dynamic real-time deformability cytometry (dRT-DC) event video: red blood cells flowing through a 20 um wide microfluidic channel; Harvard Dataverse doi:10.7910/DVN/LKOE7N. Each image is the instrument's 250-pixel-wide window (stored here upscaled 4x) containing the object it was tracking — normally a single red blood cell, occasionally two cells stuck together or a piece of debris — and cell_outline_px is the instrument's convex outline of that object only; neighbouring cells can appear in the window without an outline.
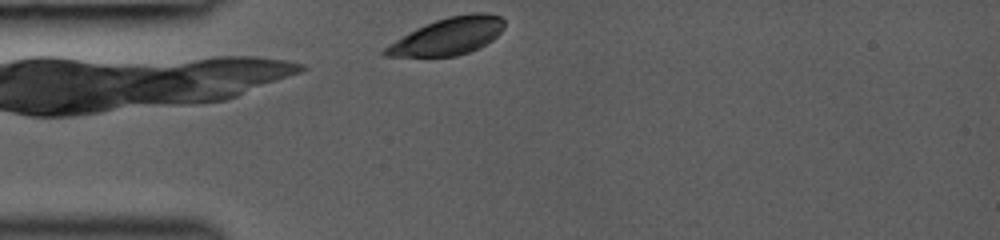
{"species": "common noctule bat (a hibernating species)", "species_latin": "Nyctalus noctula", "temperature_condition": "room temperature", "stored_images_in_passage": 26, "camera_frame_rate_fps": 3000, "um_per_image_px": 0.085, "animal": {"sex": "female", "body_mass_g": 19.0, "forearm_length_mm": 53.3}, "frame": {"image": 1, "passage_image": 1, "time_ms": 0.0, "image_size_px": [1000, 240], "cell_outline_px": [[504, 28], [492, 40], [468, 52], [456, 56], [384, 56], [380, 52], [384, 48], [408, 32], [416, 28], [436, 20], [448, 16], [472, 12], [484, 12], [500, 16], [504, 20]], "centroid_in_image_um": [38.07, 3.06], "position_along_channel_um": 46.9, "area_um2": 25.55}}